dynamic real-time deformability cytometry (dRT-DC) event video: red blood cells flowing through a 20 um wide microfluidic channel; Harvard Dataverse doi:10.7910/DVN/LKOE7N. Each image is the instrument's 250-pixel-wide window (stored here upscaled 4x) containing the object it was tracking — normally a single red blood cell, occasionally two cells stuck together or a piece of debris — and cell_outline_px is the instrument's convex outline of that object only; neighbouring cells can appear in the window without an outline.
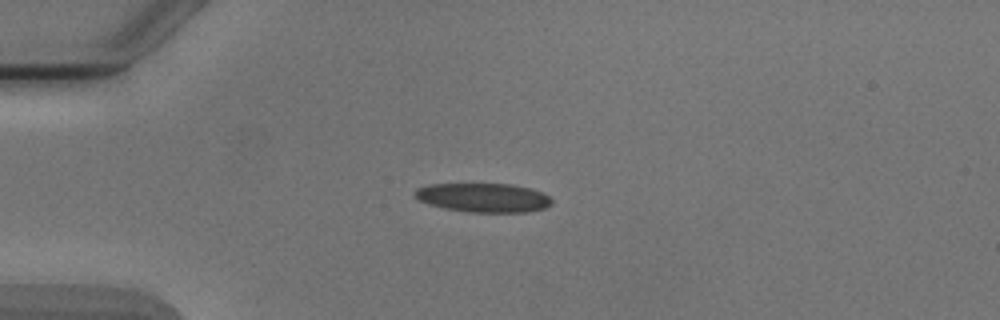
{"species": "Egyptian fruit bat (a non-hibernating species)", "species_latin": "Rousettus aegyptiacus", "temperature_condition": "cold", "stored_images_in_passage": 4, "camera_frame_rate_fps": 3000, "um_per_image_px": 0.085, "animal": {"sex": "male"}, "frame": {"image": 1, "passage_image": 3, "time_ms": 2.333, "image_size_px": [1000, 320], "cell_outline_px": [[552, 204], [544, 208], [528, 212], [468, 212], [444, 208], [428, 204], [412, 196], [412, 192], [416, 188], [428, 184], [512, 184], [528, 188], [540, 192], [548, 196], [552, 200]], "centroid_in_image_um": [41.03, 16.8], "position_along_channel_um": 44.0, "area_um2": 23.24}}